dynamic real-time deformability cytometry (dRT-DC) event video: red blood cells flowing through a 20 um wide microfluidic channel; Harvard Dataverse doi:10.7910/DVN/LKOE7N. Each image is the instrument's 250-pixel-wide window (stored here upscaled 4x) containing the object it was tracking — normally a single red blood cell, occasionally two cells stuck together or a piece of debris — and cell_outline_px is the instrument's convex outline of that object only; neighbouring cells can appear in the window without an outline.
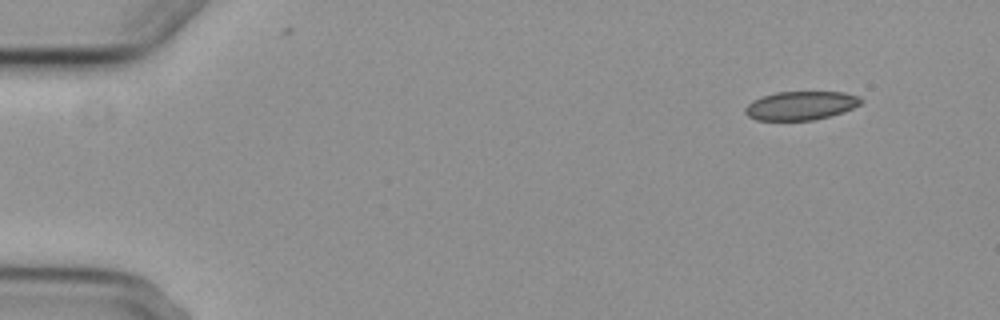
{"species": "common noctule bat (a hibernating species)", "species_latin": "Nyctalus noctula", "temperature_condition": "cold", "stored_images_in_passage": 5, "camera_frame_rate_fps": 3000, "um_per_image_px": 0.085, "animal": {"sex": "female", "body_mass_g": 29.2, "forearm_length_mm": 56.3}, "frame": {"image": 1, "passage_image": 1, "time_ms": 0.0, "image_size_px": [1000, 320], "cell_outline_px": [[864, 100], [860, 104], [844, 112], [812, 120], [756, 120], [748, 116], [744, 112], [744, 108], [752, 100], [776, 92], [844, 92], [860, 96]], "centroid_in_image_um": [68.07, 8.97], "position_along_channel_um": 16.9, "area_um2": 19.36}}
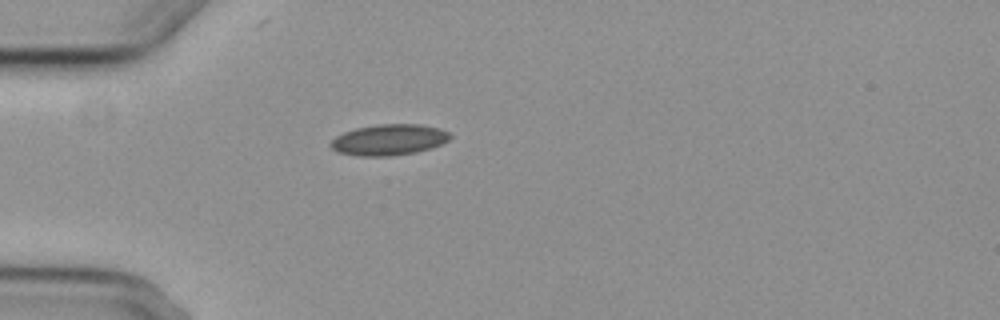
{"frame": {"image": 2, "passage_image": 4, "time_ms": 3.667, "image_size_px": [1000, 320], "cell_outline_px": [[452, 136], [448, 140], [440, 144], [416, 152], [388, 156], [356, 156], [336, 152], [328, 144], [336, 136], [344, 132], [356, 128], [376, 124], [420, 124], [440, 128], [448, 132]], "centroid_in_image_um": [33.02, 11.88], "position_along_channel_um": 52.0, "area_um2": 21.56}}